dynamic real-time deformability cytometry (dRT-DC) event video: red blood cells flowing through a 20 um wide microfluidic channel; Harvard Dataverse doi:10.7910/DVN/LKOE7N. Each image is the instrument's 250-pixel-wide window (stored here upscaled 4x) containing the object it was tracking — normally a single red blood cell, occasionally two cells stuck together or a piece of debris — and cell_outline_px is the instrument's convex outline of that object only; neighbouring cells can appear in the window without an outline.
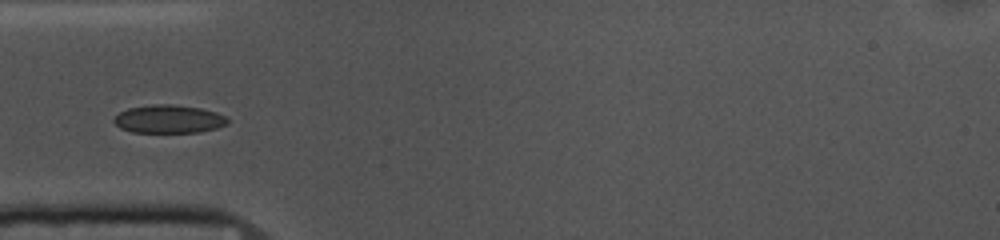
{"species": "common noctule bat (a hibernating species)", "species_latin": "Nyctalus noctula", "temperature_condition": "cold", "stored_images_in_passage": 39, "camera_frame_rate_fps": 3000, "um_per_image_px": 0.085, "animal": {"sex": "female", "body_mass_g": 10.0, "forearm_length_mm": 53.1}, "frame": {"image": 1, "passage_image": 1, "time_ms": 0.0, "image_size_px": [1000, 240], "cell_outline_px": [[228, 124], [216, 128], [200, 132], [132, 132], [120, 128], [112, 120], [120, 112], [128, 108], [152, 104], [172, 104], [200, 108], [216, 112], [224, 116], [228, 120]], "centroid_in_image_um": [14.34, 10.12], "position_along_channel_um": 70.7, "area_um2": 18.61}}
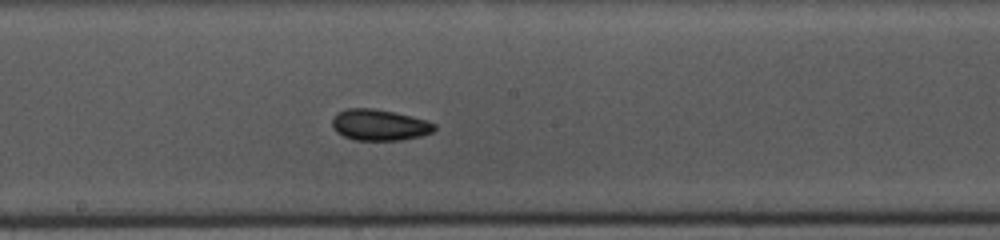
{"frame": {"image": 2, "passage_image": 13, "time_ms": 4.0, "image_size_px": [1000, 240], "cell_outline_px": [[436, 128], [432, 132], [420, 136], [404, 140], [352, 140], [336, 132], [332, 128], [332, 120], [336, 112], [344, 108], [372, 108], [412, 116], [428, 120], [436, 124]], "centroid_in_image_um": [32.23, 10.62], "position_along_channel_um": 216.0, "area_um2": 18.79}}
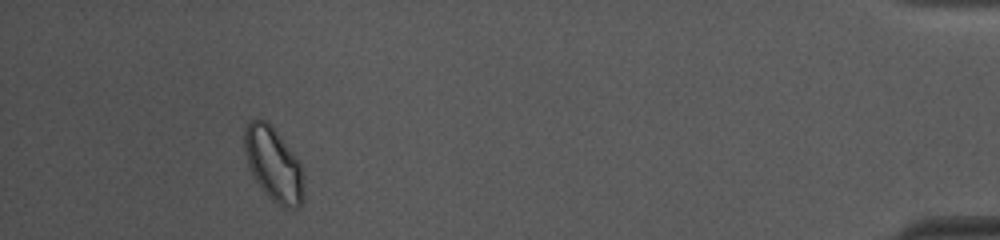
{"frame": {"image": 3, "passage_image": 35, "time_ms": 11.333, "image_size_px": [1000, 240], "cell_outline_px": [[304, 200], [300, 208], [284, 208], [276, 204], [260, 188], [252, 176], [248, 164], [244, 148], [244, 128], [248, 120], [256, 116], [268, 120], [272, 124], [300, 164], [304, 184]], "centroid_in_image_um": [23.23, 13.94], "position_along_channel_um": 412.0, "area_um2": 26.13}}